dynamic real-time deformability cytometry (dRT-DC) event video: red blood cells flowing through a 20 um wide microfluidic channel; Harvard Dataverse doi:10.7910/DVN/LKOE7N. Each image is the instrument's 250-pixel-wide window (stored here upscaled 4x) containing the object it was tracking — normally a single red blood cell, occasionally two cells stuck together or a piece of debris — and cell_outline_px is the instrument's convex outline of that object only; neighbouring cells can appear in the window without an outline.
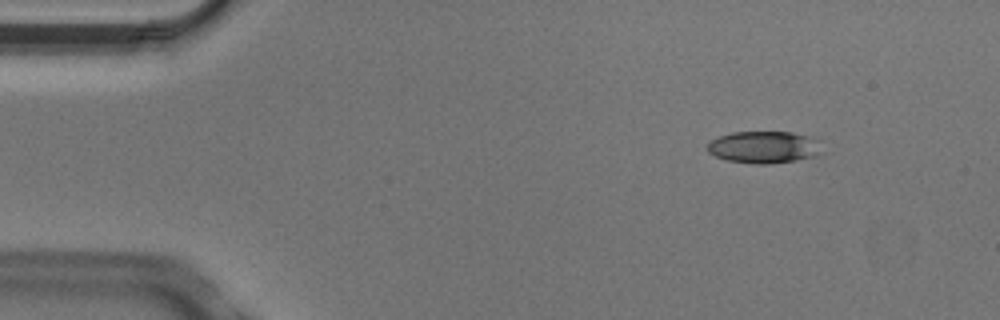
{"species": "Egyptian fruit bat (a non-hibernating species)", "species_latin": "Rousettus aegyptiacus", "temperature_condition": "cold", "stored_images_in_passage": 4, "camera_frame_rate_fps": 3000, "um_per_image_px": 0.085, "animal": {"sex": "male"}, "frame": {"image": 1, "passage_image": 2, "time_ms": 0.333, "image_size_px": [1000, 320], "cell_outline_px": [[816, 156], [796, 160], [768, 164], [756, 164], [728, 160], [716, 156], [708, 152], [708, 144], [712, 140], [720, 136], [732, 132], [792, 132], [808, 136], [816, 152]], "centroid_in_image_um": [64.79, 12.51], "position_along_channel_um": 20.2, "area_um2": 20.46}}